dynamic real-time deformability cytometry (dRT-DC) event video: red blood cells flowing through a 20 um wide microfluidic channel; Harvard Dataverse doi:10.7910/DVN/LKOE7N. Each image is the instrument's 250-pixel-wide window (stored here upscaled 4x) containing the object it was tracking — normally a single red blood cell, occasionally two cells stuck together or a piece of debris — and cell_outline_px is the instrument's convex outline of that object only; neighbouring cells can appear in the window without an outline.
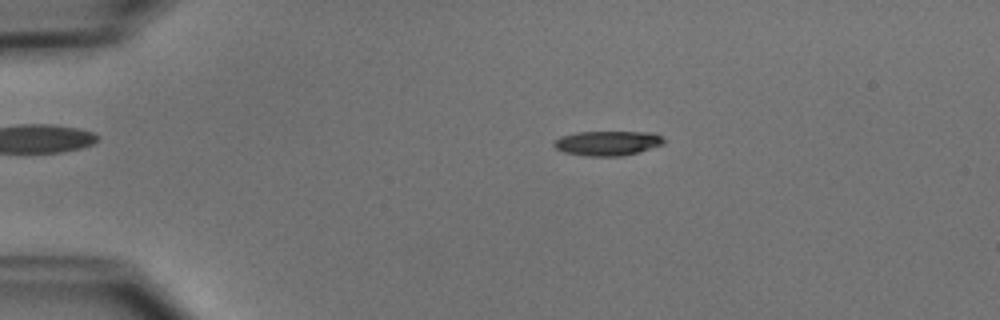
{"species": "common noctule bat (a hibernating species)", "species_latin": "Nyctalus noctula", "temperature_condition": "cold", "stored_images_in_passage": 51, "camera_frame_rate_fps": 3000, "um_per_image_px": 0.085, "animal": {"sex": "male", "body_mass_g": 15.6}, "frame": {"image": 1, "passage_image": 10, "time_ms": 3.0, "image_size_px": [1000, 320], "cell_outline_px": [[664, 144], [640, 152], [620, 156], [584, 156], [564, 152], [556, 148], [552, 144], [552, 140], [560, 136], [576, 132], [652, 132], [660, 136], [664, 140]], "centroid_in_image_um": [51.6, 12.17], "position_along_channel_um": 33.4, "area_um2": 15.95}}
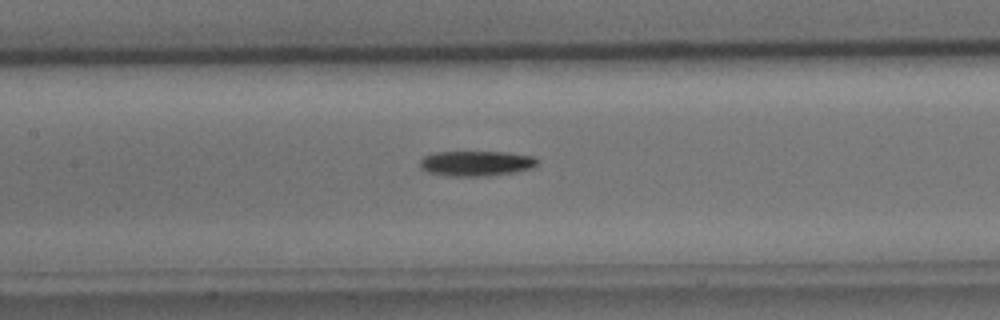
{"frame": {"image": 2, "passage_image": 24, "time_ms": 7.667, "image_size_px": [1000, 320], "cell_outline_px": [[540, 160], [532, 168], [516, 172], [488, 176], [444, 176], [428, 172], [420, 168], [420, 160], [424, 156], [436, 152], [508, 152], [536, 156]], "centroid_in_image_um": [40.51, 13.89], "position_along_channel_um": 166.9, "area_um2": 17.51}}
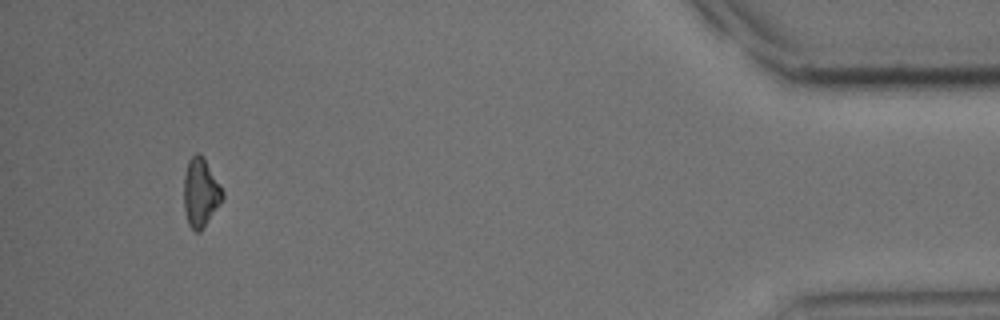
{"frame": {"image": 3, "passage_image": 48, "time_ms": 15.667, "image_size_px": [1000, 320], "cell_outline_px": [[224, 196], [200, 232], [196, 232], [188, 224], [184, 212], [184, 176], [188, 160], [196, 152], [200, 152], [204, 156], [220, 184], [224, 192]], "centroid_in_image_um": [17.04, 16.32], "position_along_channel_um": 418.2, "area_um2": 15.49}, "authors_computed_cell_mechanics": {"area_um2": 15.9528, "velocity_mm_per_s": 3.9385, "shape_relaxation_time_tau1_ms": 4.0755, "shape_relaxation_time_tau2_ms": null, "deformation_change_tau1": 0.1224, "deformation_change_tau2": null}}